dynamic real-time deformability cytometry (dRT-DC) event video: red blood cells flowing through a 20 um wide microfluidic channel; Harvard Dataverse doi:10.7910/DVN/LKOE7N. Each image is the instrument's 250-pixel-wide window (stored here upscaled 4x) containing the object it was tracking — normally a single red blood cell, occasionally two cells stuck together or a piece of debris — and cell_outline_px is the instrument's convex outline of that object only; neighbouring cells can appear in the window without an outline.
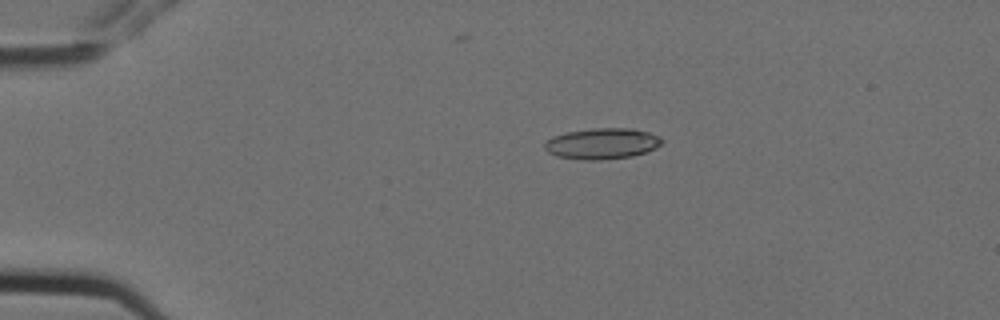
{"species": "Egyptian fruit bat (a non-hibernating species)", "species_latin": "Rousettus aegyptiacus", "temperature_condition": "cold", "stored_images_in_passage": 3, "camera_frame_rate_fps": 3000, "um_per_image_px": 0.085, "animal": {"sex": "female"}, "frame": {"image": 1, "passage_image": 3, "time_ms": 0.667, "image_size_px": [1000, 320], "cell_outline_px": [[664, 140], [656, 148], [632, 156], [600, 160], [584, 160], [556, 156], [548, 152], [544, 148], [544, 144], [552, 136], [564, 132], [592, 128], [632, 128], [648, 132], [660, 136]], "centroid_in_image_um": [51.16, 12.2], "position_along_channel_um": 33.8, "area_um2": 21.27}}